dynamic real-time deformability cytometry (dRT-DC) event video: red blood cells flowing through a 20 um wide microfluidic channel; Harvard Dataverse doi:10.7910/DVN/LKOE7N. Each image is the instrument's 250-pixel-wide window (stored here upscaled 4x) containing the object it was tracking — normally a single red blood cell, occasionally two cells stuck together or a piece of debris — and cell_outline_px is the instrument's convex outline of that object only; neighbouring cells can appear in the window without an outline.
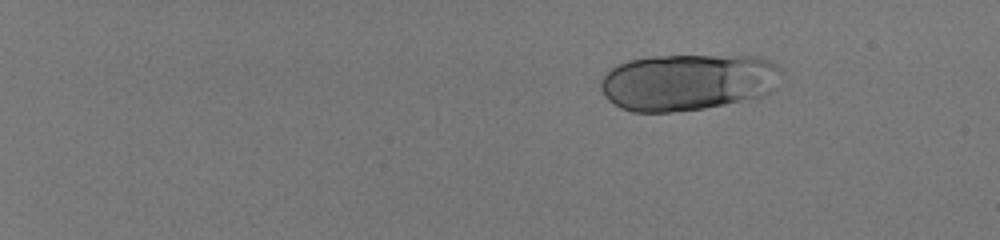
{"species": "human", "species_latin": "Homo sapiens", "temperature_condition": "room temperature", "stored_images_in_passage": 20, "camera_frame_rate_fps": 3000, "um_per_image_px": 0.085, "donor": {"sex": "male"}, "frame": {"image": 1, "passage_image": 1, "time_ms": 0.0, "image_size_px": [1000, 240], "cell_outline_px": [[784, 72], [776, 88], [772, 92], [760, 96], [724, 104], [704, 108], [668, 112], [632, 112], [620, 108], [608, 100], [604, 96], [600, 88], [600, 80], [612, 68], [628, 60], [652, 56], [760, 56], [784, 68]], "centroid_in_image_um": [58.5, 6.97], "position_along_channel_um": 26.5, "area_um2": 60.17}}
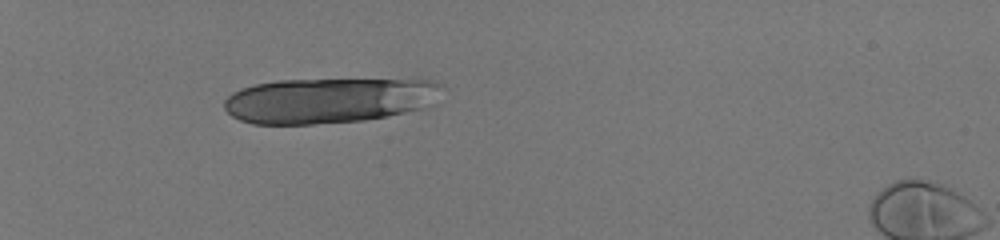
{"frame": {"image": 2, "passage_image": 13, "time_ms": 4.0, "image_size_px": [1000, 240], "cell_outline_px": [[440, 84], [436, 104], [428, 108], [388, 116], [364, 120], [312, 124], [252, 124], [240, 120], [232, 116], [224, 108], [224, 100], [232, 92], [240, 88], [256, 84], [276, 80], [432, 80]], "centroid_in_image_um": [27.95, 8.54], "position_along_channel_um": 57.1, "area_um2": 57.68}}